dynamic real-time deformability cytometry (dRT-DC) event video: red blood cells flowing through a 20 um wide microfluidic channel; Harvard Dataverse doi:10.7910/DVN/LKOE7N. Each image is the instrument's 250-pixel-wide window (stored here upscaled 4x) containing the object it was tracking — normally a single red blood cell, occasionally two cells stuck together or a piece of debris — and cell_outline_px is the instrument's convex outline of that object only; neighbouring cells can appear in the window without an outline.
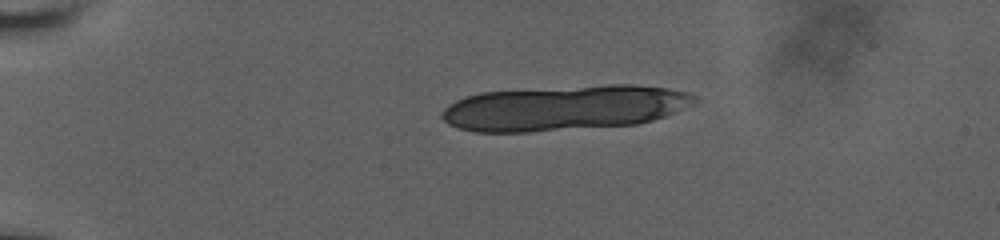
{"species": "human", "species_latin": "Homo sapiens", "temperature_condition": "room temperature", "stored_images_in_passage": 8, "camera_frame_rate_fps": 3000, "um_per_image_px": 0.085, "donor": {"sex": "male"}, "frame": {"image": 1, "passage_image": 1, "time_ms": 0.0, "image_size_px": [1000, 240], "cell_outline_px": [[696, 100], [676, 112], [652, 120], [636, 124], [528, 132], [476, 132], [460, 128], [448, 124], [440, 116], [444, 108], [456, 100], [480, 92], [608, 84], [632, 84], [668, 88], [688, 92], [696, 96]], "centroid_in_image_um": [47.94, 9.16], "position_along_channel_um": 37.1, "area_um2": 66.24}}